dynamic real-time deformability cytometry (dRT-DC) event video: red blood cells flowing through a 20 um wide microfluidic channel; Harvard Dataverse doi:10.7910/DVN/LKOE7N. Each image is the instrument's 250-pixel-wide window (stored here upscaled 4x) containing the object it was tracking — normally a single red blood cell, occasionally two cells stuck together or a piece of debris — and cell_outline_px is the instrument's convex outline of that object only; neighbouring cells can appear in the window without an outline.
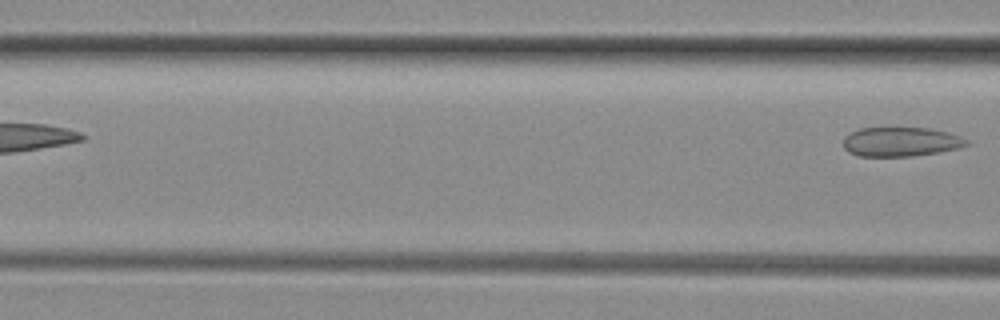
{"species": "common noctule bat (a hibernating species)", "species_latin": "Nyctalus noctula", "temperature_condition": "room temperature", "stored_images_in_passage": 5, "camera_frame_rate_fps": 3000, "um_per_image_px": 0.085, "animal": {"sex": "female", "body_mass_g": 29.2, "forearm_length_mm": 56.3}, "frame": {"image": 1, "passage_image": 5, "time_ms": 1.333, "image_size_px": [1000, 320], "cell_outline_px": [[968, 144], [956, 148], [940, 152], [912, 156], [860, 156], [848, 152], [844, 148], [844, 136], [860, 128], [928, 128], [948, 132], [960, 136], [968, 140]], "centroid_in_image_um": [76.56, 12.05], "position_along_channel_um": 90.0, "area_um2": 20.92}}